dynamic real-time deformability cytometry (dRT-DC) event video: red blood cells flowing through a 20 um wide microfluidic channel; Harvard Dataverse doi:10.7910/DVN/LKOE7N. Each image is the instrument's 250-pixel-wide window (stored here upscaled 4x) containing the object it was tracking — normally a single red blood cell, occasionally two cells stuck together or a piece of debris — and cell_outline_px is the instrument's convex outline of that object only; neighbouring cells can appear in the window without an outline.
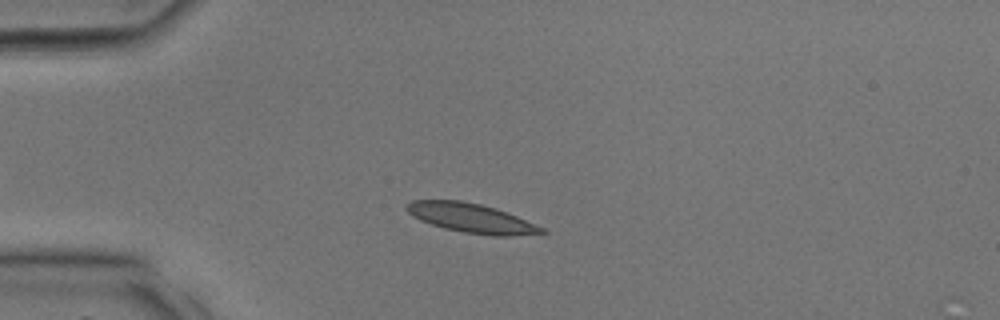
{"species": "common noctule bat (a hibernating species)", "species_latin": "Nyctalus noctula", "temperature_condition": "room temperature", "stored_images_in_passage": 30, "camera_frame_rate_fps": 3000, "um_per_image_px": 0.085, "animal": {"sex": "male", "body_mass_g": 17.9, "forearm_length_mm": 54.2}, "frame": {"image": 1, "passage_image": 6, "time_ms": 1.667, "image_size_px": [1000, 320], "cell_outline_px": [[548, 232], [508, 236], [492, 236], [464, 232], [444, 228], [420, 220], [412, 216], [404, 208], [404, 204], [412, 200], [460, 200], [480, 204], [496, 208], [516, 216], [544, 228]], "centroid_in_image_um": [40.01, 18.53], "position_along_channel_um": 45.0, "area_um2": 22.95}}
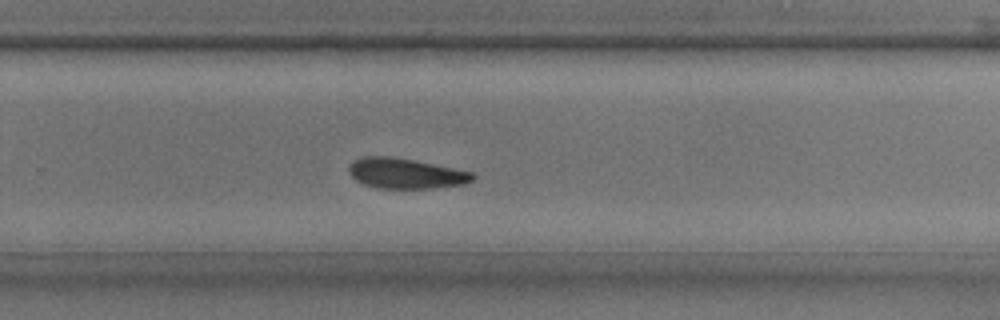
{"frame": {"image": 2, "passage_image": 19, "time_ms": 6.0, "image_size_px": [1000, 320], "cell_outline_px": [[476, 176], [472, 180], [464, 184], [432, 188], [376, 188], [364, 184], [356, 180], [348, 172], [348, 168], [356, 160], [364, 156], [392, 156], [472, 172]], "centroid_in_image_um": [34.46, 14.75], "position_along_channel_um": 295.3, "area_um2": 21.56}}
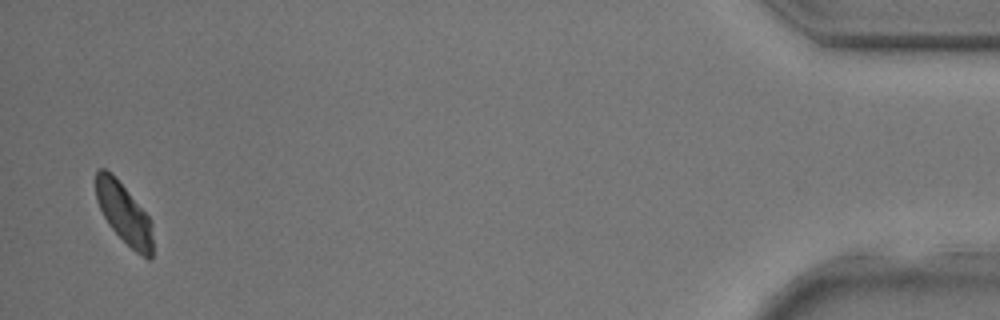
{"frame": {"image": 3, "passage_image": 29, "time_ms": 9.333, "image_size_px": [1000, 320], "cell_outline_px": [[152, 256], [148, 260], [136, 252], [108, 224], [96, 200], [96, 172], [100, 168], [104, 168], [112, 172], [148, 216], [152, 224]], "centroid_in_image_um": [10.53, 18.12], "position_along_channel_um": 424.7, "area_um2": 19.77}}